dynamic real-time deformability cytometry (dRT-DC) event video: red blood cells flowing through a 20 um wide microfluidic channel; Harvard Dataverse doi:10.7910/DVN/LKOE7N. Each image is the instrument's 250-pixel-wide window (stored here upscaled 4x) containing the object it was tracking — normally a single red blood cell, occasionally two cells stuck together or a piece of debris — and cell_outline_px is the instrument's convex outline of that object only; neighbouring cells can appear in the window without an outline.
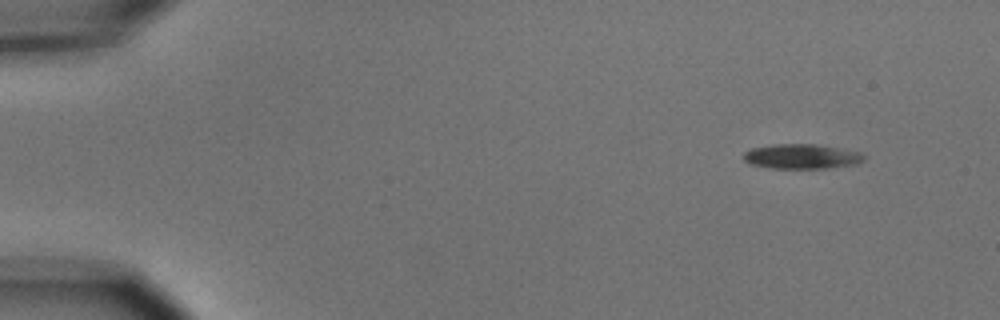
{"species": "common noctule bat (a hibernating species)", "species_latin": "Nyctalus noctula", "temperature_condition": "cold", "stored_images_in_passage": 5, "camera_frame_rate_fps": 3000, "um_per_image_px": 0.085, "animal": {"sex": "male", "body_mass_g": 15.6}, "frame": {"image": 1, "passage_image": 1, "time_ms": 0.0, "image_size_px": [1000, 320], "cell_outline_px": [[864, 160], [856, 164], [824, 168], [772, 168], [752, 164], [744, 160], [744, 152], [752, 148], [772, 144], [816, 144], [860, 152], [864, 156]], "centroid_in_image_um": [68.13, 13.29], "position_along_channel_um": 16.9, "area_um2": 17.17}}
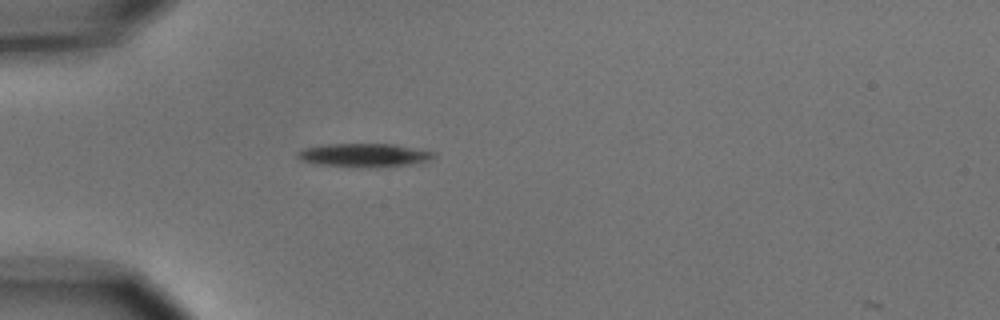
{"frame": {"image": 2, "passage_image": 4, "time_ms": 3.667, "image_size_px": [1000, 320], "cell_outline_px": [[436, 156], [428, 160], [408, 164], [372, 168], [368, 168], [320, 164], [300, 160], [296, 156], [296, 152], [304, 148], [320, 144], [396, 144], [436, 152]], "centroid_in_image_um": [30.93, 13.18], "position_along_channel_um": 54.1, "area_um2": 18.73}}